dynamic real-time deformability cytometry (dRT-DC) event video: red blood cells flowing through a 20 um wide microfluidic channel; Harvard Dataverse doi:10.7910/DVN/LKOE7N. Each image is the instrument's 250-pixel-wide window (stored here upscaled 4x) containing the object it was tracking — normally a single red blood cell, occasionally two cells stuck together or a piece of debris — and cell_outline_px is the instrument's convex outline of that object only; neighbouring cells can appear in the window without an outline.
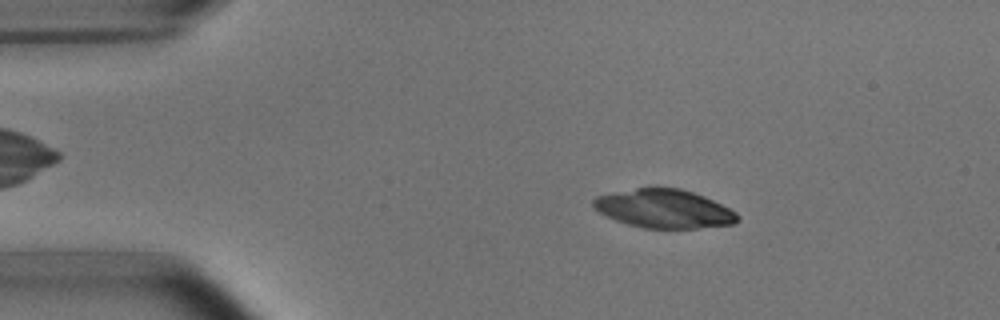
{"species": "common noctule bat (a hibernating species)", "species_latin": "Nyctalus noctula", "temperature_condition": "room temperature", "stored_images_in_passage": 7, "camera_frame_rate_fps": 3000, "um_per_image_px": 0.085, "animal": {"sex": "male", "body_mass_g": 15.6}, "frame": {"image": 1, "passage_image": 2, "time_ms": 1.0, "image_size_px": [1000, 320], "cell_outline_px": [[740, 220], [732, 224], [696, 228], [644, 228], [628, 224], [616, 220], [592, 208], [592, 200], [596, 196], [652, 184], [656, 184], [680, 188], [704, 196], [736, 212], [740, 216]], "centroid_in_image_um": [56.41, 17.7], "position_along_channel_um": 28.6, "area_um2": 32.95}}